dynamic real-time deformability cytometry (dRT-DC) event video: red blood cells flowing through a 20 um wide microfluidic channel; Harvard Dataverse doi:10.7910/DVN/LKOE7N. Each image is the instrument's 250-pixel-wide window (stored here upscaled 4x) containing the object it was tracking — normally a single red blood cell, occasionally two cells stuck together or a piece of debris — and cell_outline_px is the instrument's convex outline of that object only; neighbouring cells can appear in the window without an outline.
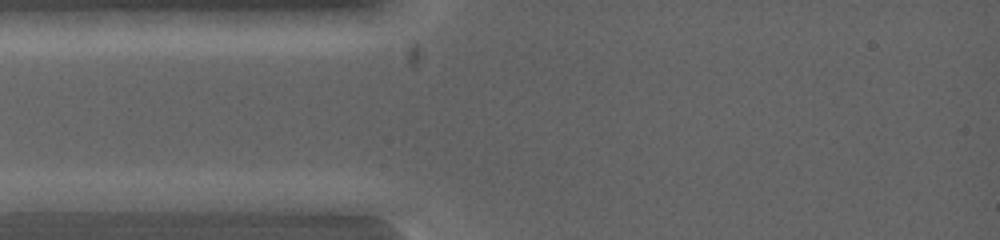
{"species": "common noctule bat (a hibernating species)", "species_latin": "Nyctalus noctula", "temperature_condition": "warm", "stored_images_in_passage": 8, "camera_frame_rate_fps": 5000, "um_per_image_px": 0.085, "animal": {"sex": "female", "body_mass_g": 19.0, "forearm_length_mm": 53.3}, "frame": {"image": 1, "passage_image": 3, "time_ms": 0.2, "image_size_px": [1000, 240], "cell_outline_px": [[144, 200], [136, 212], [44, 216], [16, 212], [12, 200], [20, 192], [124, 192]], "centroid_in_image_um": [6.4, 17.27], "position_along_channel_um": 78.6, "area_um2": 19.48}}